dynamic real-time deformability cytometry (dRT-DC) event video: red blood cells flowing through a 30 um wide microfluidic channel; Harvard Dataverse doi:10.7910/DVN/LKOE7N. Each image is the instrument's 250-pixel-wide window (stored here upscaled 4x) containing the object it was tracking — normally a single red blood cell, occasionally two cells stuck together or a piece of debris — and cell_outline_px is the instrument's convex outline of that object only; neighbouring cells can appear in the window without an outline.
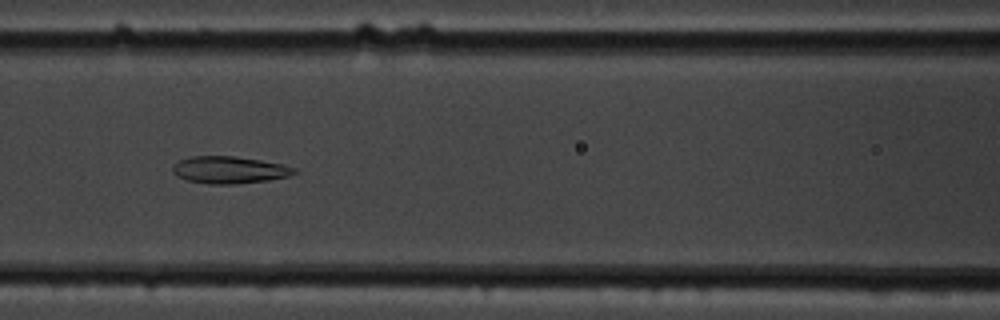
{"species": "common noctule bat (a hibernating species)", "species_latin": "Nyctalus noctula", "temperature_condition": "cold", "stored_images_in_passage": 58, "camera_frame_rate_fps": 3000, "um_per_image_px": 0.085, "animal": {"sex": "male", "body_mass_g": 19.5, "forearm_length_mm": 54.6}, "frame": {"image": 1, "passage_image": 26, "time_ms": 8.333, "image_size_px": [1000, 320], "cell_outline_px": [[300, 172], [288, 176], [268, 180], [236, 184], [208, 184], [188, 180], [176, 176], [172, 172], [172, 168], [180, 160], [192, 156], [232, 156], [260, 160], [284, 164], [296, 168]], "centroid_in_image_um": [19.53, 14.44], "position_along_channel_um": 147.1, "area_um2": 19.25}}
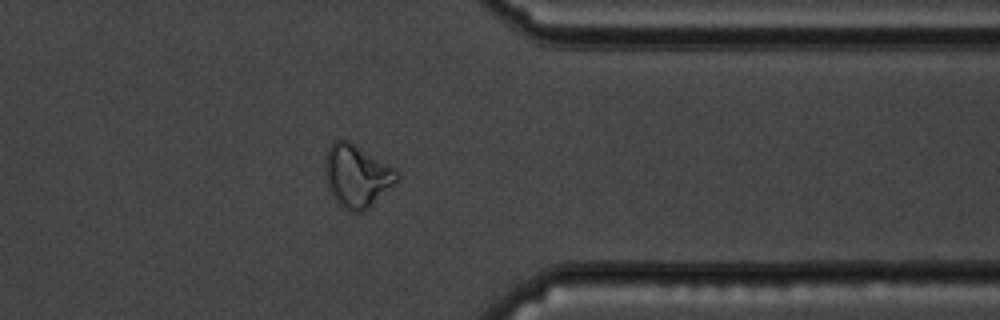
{"frame": {"image": 2, "passage_image": 47, "time_ms": 15.333, "image_size_px": [1000, 320], "cell_outline_px": [[400, 180], [396, 184], [368, 208], [360, 212], [348, 212], [340, 208], [336, 204], [328, 188], [324, 168], [324, 156], [332, 140], [348, 140], [396, 168], [400, 176]], "centroid_in_image_um": [30.32, 14.96], "position_along_channel_um": 381.1, "area_um2": 26.88}}
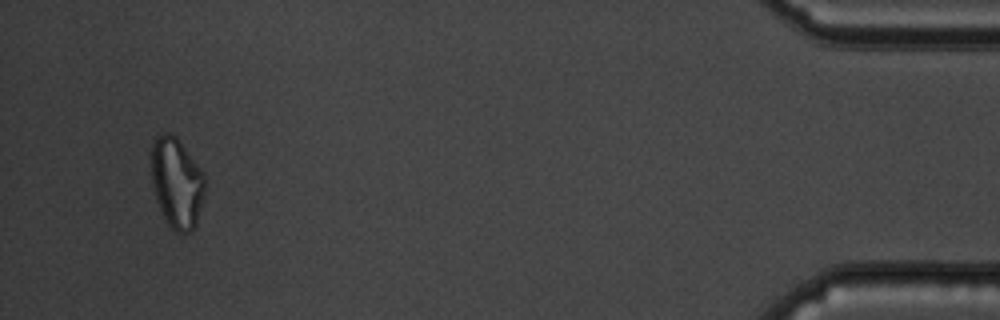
{"frame": {"image": 3, "passage_image": 56, "time_ms": 18.333, "image_size_px": [1000, 320], "cell_outline_px": [[204, 196], [196, 224], [192, 232], [176, 232], [168, 224], [156, 200], [152, 184], [152, 144], [156, 136], [160, 132], [168, 132], [176, 136], [204, 172]], "centroid_in_image_um": [15.03, 15.52], "position_along_channel_um": 420.2, "area_um2": 28.21}, "authors_computed_cell_mechanics": {"area_um2": 24.7673, "velocity_mm_per_s": 3.4498, "shape_relaxation_time_tau1_ms": null, "shape_relaxation_time_tau2_ms": 2.7368, "deformation_change_tau1": null, "deformation_change_tau2": 0.106}}